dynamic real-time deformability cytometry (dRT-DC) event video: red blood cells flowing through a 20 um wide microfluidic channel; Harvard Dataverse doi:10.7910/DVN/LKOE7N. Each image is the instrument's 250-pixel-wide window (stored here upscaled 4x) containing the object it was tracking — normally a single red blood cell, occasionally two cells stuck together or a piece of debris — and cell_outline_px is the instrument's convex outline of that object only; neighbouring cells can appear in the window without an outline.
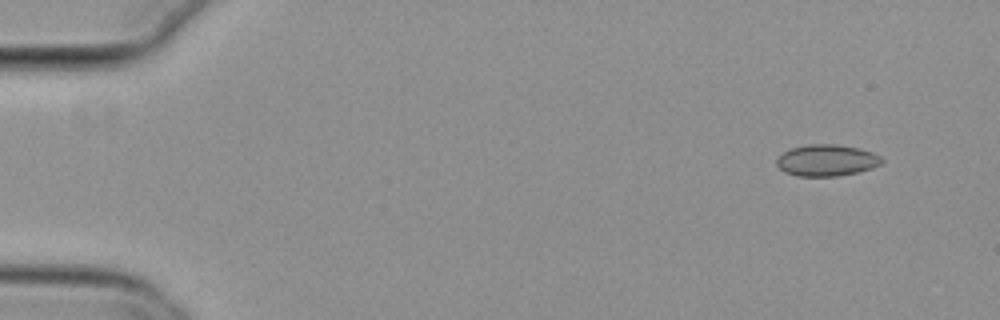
{"species": "common noctule bat (a hibernating species)", "species_latin": "Nyctalus noctula", "temperature_condition": "cold", "stored_images_in_passage": 25, "camera_frame_rate_fps": 3000, "um_per_image_px": 0.085, "animal": {"sex": "female", "body_mass_g": 29.2, "forearm_length_mm": 56.3}, "frame": {"image": 1, "passage_image": 1, "time_ms": 0.0, "image_size_px": [1000, 320], "cell_outline_px": [[884, 160], [880, 164], [872, 168], [856, 172], [836, 176], [796, 176], [784, 172], [776, 164], [776, 160], [784, 152], [792, 148], [808, 144], [836, 144], [860, 148], [872, 152], [880, 156]], "centroid_in_image_um": [70.27, 13.62], "position_along_channel_um": 14.7, "area_um2": 19.25}}
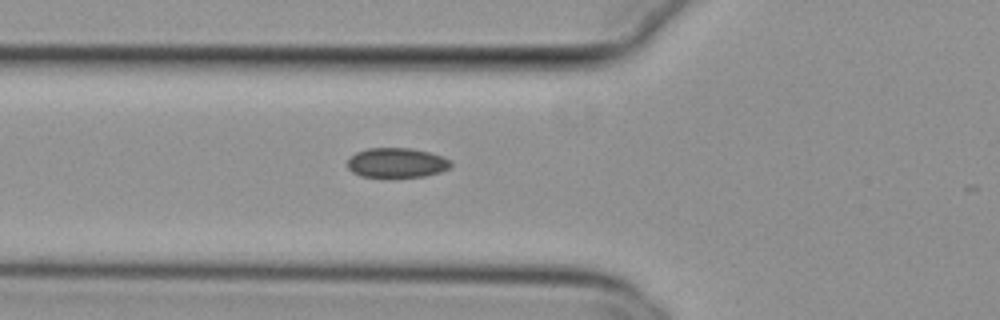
{"frame": {"image": 2, "passage_image": 17, "time_ms": 5.333, "image_size_px": [1000, 320], "cell_outline_px": [[452, 164], [448, 168], [440, 172], [424, 176], [360, 176], [352, 172], [348, 168], [348, 160], [356, 152], [368, 148], [412, 148], [428, 152], [452, 160]], "centroid_in_image_um": [33.72, 13.82], "position_along_channel_um": 92.1, "area_um2": 17.63}}
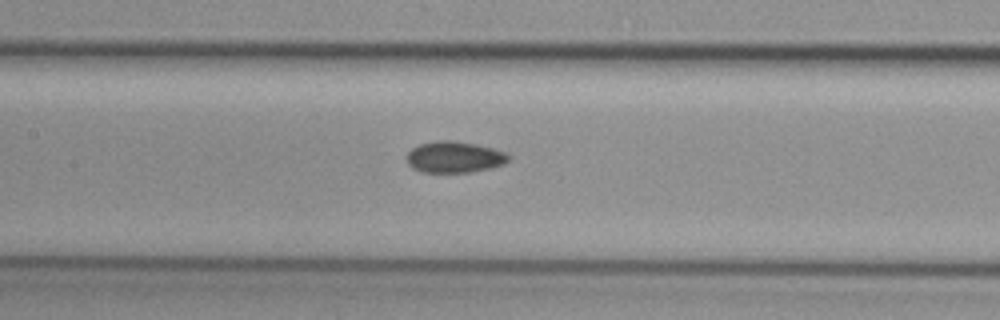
{"frame": {"image": 3, "passage_image": 23, "time_ms": 7.333, "image_size_px": [1000, 320], "cell_outline_px": [[508, 160], [504, 164], [492, 168], [468, 172], [420, 172], [412, 168], [408, 164], [408, 152], [412, 148], [420, 144], [436, 140], [448, 140], [476, 144], [508, 152]], "centroid_in_image_um": [38.63, 13.35], "position_along_channel_um": 168.8, "area_um2": 18.55}}